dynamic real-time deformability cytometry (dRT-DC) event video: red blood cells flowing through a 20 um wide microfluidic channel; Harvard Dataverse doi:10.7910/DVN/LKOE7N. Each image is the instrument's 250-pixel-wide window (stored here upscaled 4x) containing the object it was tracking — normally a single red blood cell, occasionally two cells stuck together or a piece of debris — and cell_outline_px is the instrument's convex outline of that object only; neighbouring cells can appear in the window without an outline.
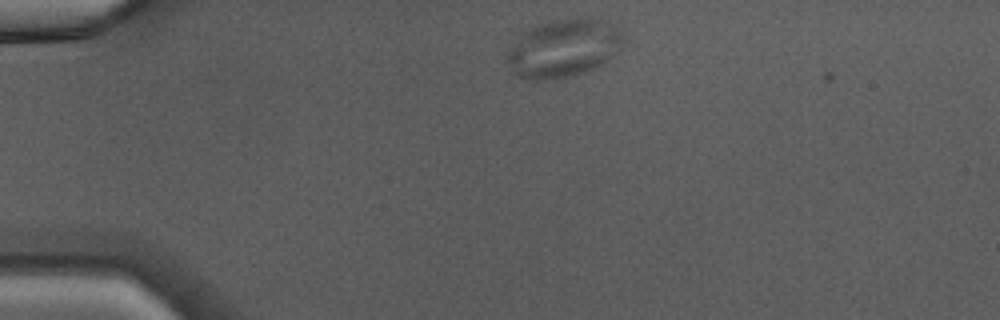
{"species": "Egyptian fruit bat (a non-hibernating species)", "species_latin": "Rousettus aegyptiacus", "temperature_condition": "warm", "stored_images_in_passage": 36, "camera_frame_rate_fps": 3000, "um_per_image_px": 0.085, "animal": {"sex": "male"}, "frame": {"image": 1, "passage_image": 1, "time_ms": 0.0, "image_size_px": [1000, 320], "cell_outline_px": [[628, 40], [616, 52], [600, 64], [588, 72], [552, 80], [528, 80], [516, 76], [512, 72], [504, 60], [504, 56], [508, 48], [520, 36], [532, 28], [556, 20], [576, 16], [592, 16], [620, 24], [624, 28]], "centroid_in_image_um": [47.98, 4.07], "position_along_channel_um": 37.0, "area_um2": 40.63}}
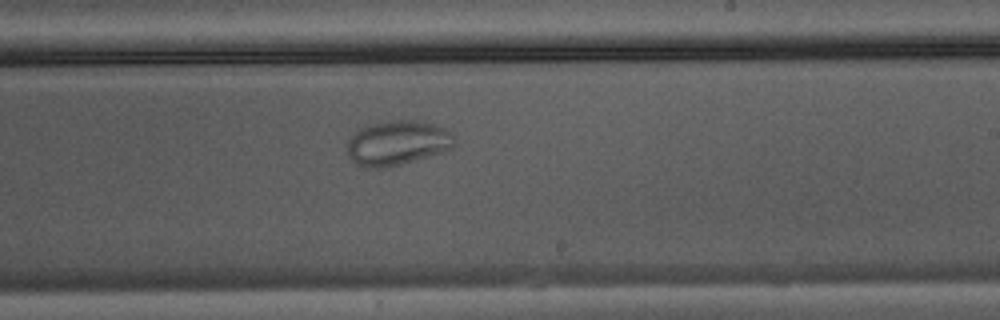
{"frame": {"image": 2, "passage_image": 19, "time_ms": 6.0, "image_size_px": [1000, 320], "cell_outline_px": [[456, 144], [452, 148], [444, 152], [400, 164], [384, 168], [364, 168], [356, 164], [348, 156], [348, 140], [360, 128], [376, 120], [424, 120], [444, 128], [452, 132], [456, 140]], "centroid_in_image_um": [33.8, 12.12], "position_along_channel_um": 255.2, "area_um2": 28.5}}
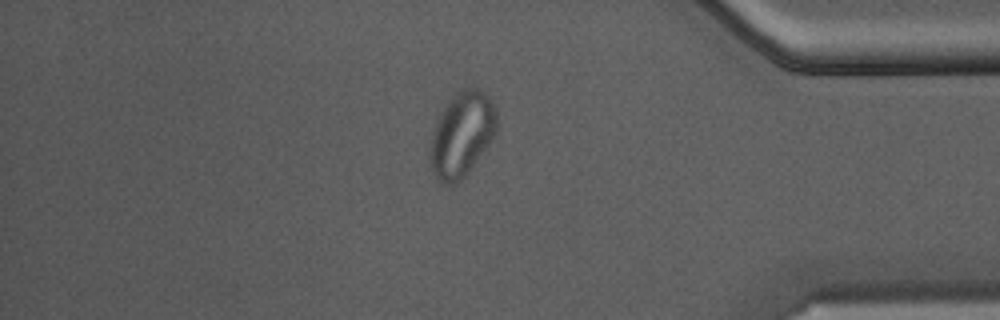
{"frame": {"image": 3, "passage_image": 30, "time_ms": 9.667, "image_size_px": [1000, 320], "cell_outline_px": [[496, 132], [492, 140], [464, 176], [460, 180], [452, 184], [444, 184], [428, 168], [428, 152], [436, 120], [440, 112], [452, 96], [456, 92], [472, 84], [484, 92], [492, 100], [496, 112]], "centroid_in_image_um": [39.22, 11.39], "position_along_channel_um": 396.0, "area_um2": 33.18}}